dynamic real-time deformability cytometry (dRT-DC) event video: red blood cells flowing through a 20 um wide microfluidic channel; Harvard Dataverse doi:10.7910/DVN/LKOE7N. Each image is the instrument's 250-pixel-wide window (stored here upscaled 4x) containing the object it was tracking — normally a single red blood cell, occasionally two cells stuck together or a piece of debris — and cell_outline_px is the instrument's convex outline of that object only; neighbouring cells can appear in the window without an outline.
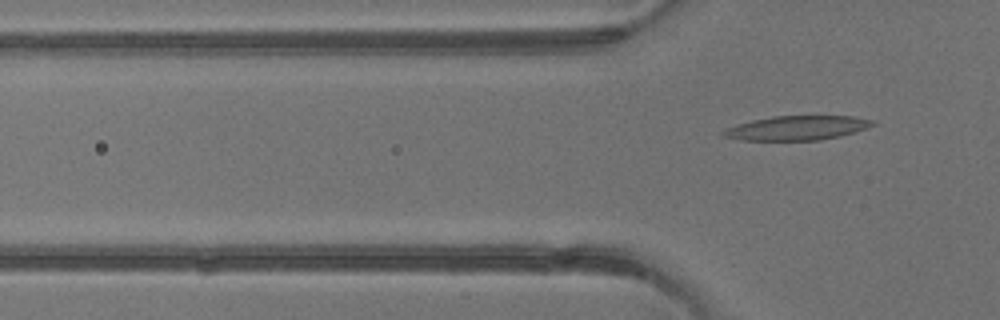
{"species": "common noctule bat (a hibernating species)", "species_latin": "Nyctalus noctula", "temperature_condition": "warm", "stored_images_in_passage": 4, "camera_frame_rate_fps": 3000, "um_per_image_px": 0.085, "animal": {"sex": "male", "body_mass_g": 13.3}, "frame": {"image": 1, "passage_image": 4, "time_ms": 3.667, "image_size_px": [1000, 320], "cell_outline_px": [[876, 124], [868, 128], [840, 136], [820, 140], [740, 140], [720, 136], [720, 132], [724, 128], [736, 124], [752, 120], [772, 116], [852, 116], [872, 120]], "centroid_in_image_um": [67.68, 10.88], "position_along_channel_um": 58.1, "area_um2": 21.33}}